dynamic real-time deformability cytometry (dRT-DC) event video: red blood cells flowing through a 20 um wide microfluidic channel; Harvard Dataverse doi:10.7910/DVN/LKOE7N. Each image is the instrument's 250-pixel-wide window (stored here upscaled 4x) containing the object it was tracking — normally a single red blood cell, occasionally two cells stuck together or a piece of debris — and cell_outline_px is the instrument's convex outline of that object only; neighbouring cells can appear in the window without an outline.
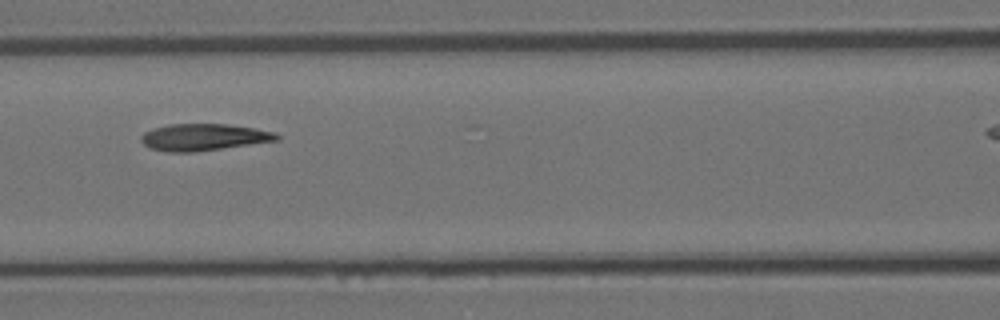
{"species": "Egyptian fruit bat (a non-hibernating species)", "species_latin": "Rousettus aegyptiacus", "temperature_condition": "room temperature", "stored_images_in_passage": 13, "camera_frame_rate_fps": 3000, "um_per_image_px": 0.085, "animal": {"sex": "female"}, "frame": {"image": 1, "passage_image": 3, "time_ms": 0.667, "image_size_px": [1000, 320], "cell_outline_px": [[280, 140], [192, 152], [168, 152], [152, 148], [144, 144], [140, 140], [140, 136], [144, 132], [152, 128], [168, 124], [228, 124], [276, 132], [280, 136]], "centroid_in_image_um": [17.3, 11.65], "position_along_channel_um": 149.3, "area_um2": 21.1}}
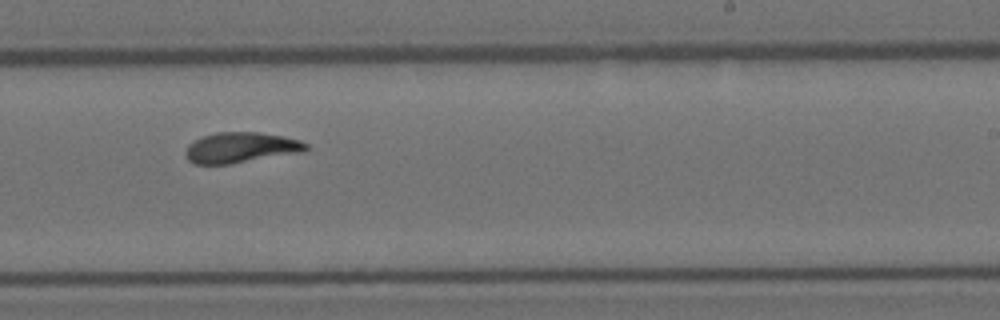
{"frame": {"image": 2, "passage_image": 6, "time_ms": 1.667, "image_size_px": [1000, 320], "cell_outline_px": [[308, 148], [304, 152], [228, 164], [196, 164], [188, 160], [184, 156], [184, 152], [188, 144], [204, 136], [216, 132], [256, 132], [280, 136], [300, 140], [308, 144]], "centroid_in_image_um": [20.45, 12.55], "position_along_channel_um": 268.5, "area_um2": 21.33}}
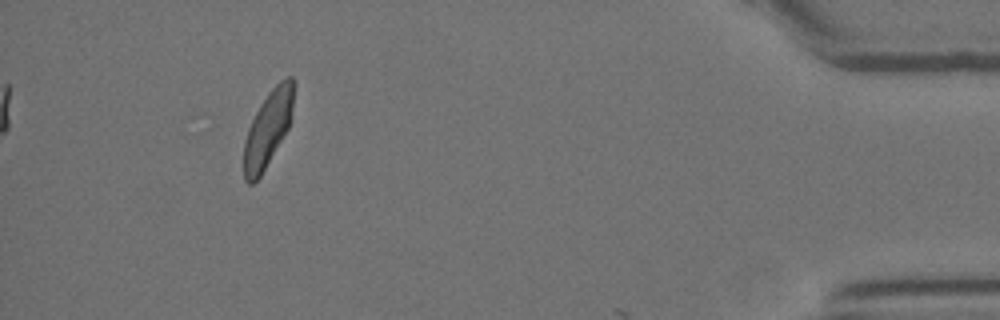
{"frame": {"image": 3, "passage_image": 12, "time_ms": 3.667, "image_size_px": [1000, 320], "cell_outline_px": [[292, 104], [288, 128], [260, 176], [252, 184], [248, 184], [244, 180], [244, 140], [248, 128], [260, 104], [268, 92], [280, 80], [288, 76], [292, 76]], "centroid_in_image_um": [22.72, 10.97], "position_along_channel_um": 412.5, "area_um2": 21.33}}